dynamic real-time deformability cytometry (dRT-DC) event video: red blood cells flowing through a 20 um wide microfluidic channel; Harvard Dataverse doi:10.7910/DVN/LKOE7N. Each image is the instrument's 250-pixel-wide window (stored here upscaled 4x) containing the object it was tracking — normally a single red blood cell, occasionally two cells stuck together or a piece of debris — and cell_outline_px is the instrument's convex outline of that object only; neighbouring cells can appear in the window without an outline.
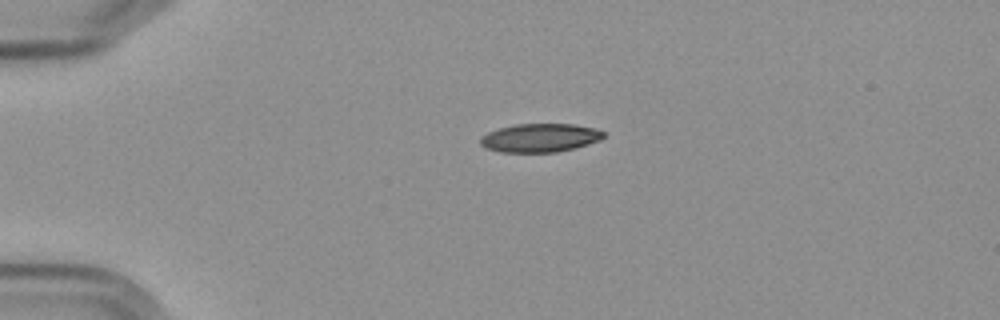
{"species": "Egyptian fruit bat (a non-hibernating species)", "species_latin": "Rousettus aegyptiacus", "temperature_condition": "cold", "stored_images_in_passage": 2, "camera_frame_rate_fps": 3000, "um_per_image_px": 0.085, "frame": {"image": 1, "passage_image": 1, "time_ms": 0.0, "image_size_px": [1000, 320], "cell_outline_px": [[604, 136], [600, 140], [576, 148], [556, 152], [500, 152], [484, 148], [480, 144], [480, 136], [488, 132], [500, 128], [516, 124], [572, 124], [596, 128], [604, 132]], "centroid_in_image_um": [45.88, 11.72], "position_along_channel_um": 39.1, "area_um2": 20.58}}